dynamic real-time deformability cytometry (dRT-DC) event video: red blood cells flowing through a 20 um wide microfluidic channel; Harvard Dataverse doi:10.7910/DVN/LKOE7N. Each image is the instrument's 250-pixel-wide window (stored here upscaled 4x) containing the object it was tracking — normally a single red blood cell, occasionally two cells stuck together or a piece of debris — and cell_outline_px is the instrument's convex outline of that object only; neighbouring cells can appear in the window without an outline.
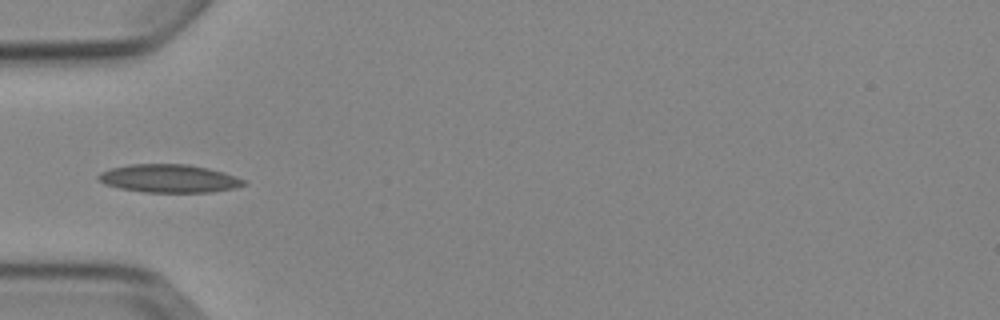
{"species": "Egyptian fruit bat (a non-hibernating species)", "species_latin": "Rousettus aegyptiacus", "temperature_condition": "cold", "stored_images_in_passage": 8, "camera_frame_rate_fps": 3000, "um_per_image_px": 0.085, "animal": {"sex": "female"}, "frame": {"image": 1, "passage_image": 7, "time_ms": 7.0, "image_size_px": [1000, 320], "cell_outline_px": [[244, 184], [236, 188], [208, 192], [144, 192], [120, 188], [104, 184], [96, 176], [100, 172], [112, 168], [128, 164], [188, 164], [208, 168], [224, 172], [236, 176], [244, 180]], "centroid_in_image_um": [14.35, 15.16], "position_along_channel_um": 70.6, "area_um2": 23.76}}
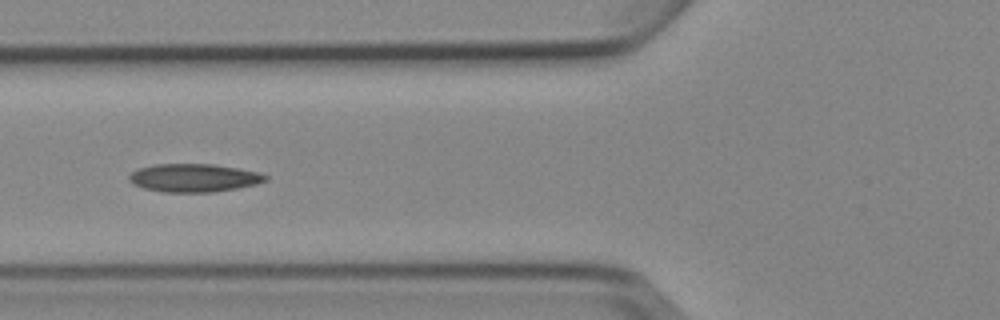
{"frame": {"image": 2, "passage_image": 8, "time_ms": 8.0, "image_size_px": [1000, 320], "cell_outline_px": [[268, 180], [256, 184], [236, 188], [212, 192], [164, 192], [144, 188], [132, 184], [128, 180], [128, 176], [132, 172], [140, 168], [152, 164], [212, 164], [260, 172], [268, 176]], "centroid_in_image_um": [16.47, 15.11], "position_along_channel_um": 109.3, "area_um2": 22.37}}